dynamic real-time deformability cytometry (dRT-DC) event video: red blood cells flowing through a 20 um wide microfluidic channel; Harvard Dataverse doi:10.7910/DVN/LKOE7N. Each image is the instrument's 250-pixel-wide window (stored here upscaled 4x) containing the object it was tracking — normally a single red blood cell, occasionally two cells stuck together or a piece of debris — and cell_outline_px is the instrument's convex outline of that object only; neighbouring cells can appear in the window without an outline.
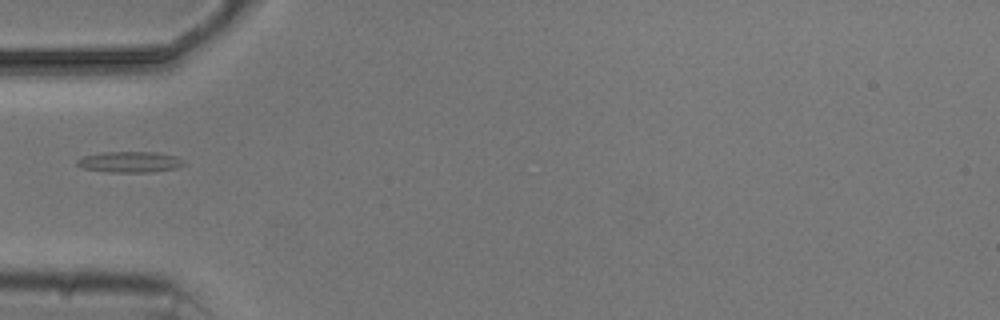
{"species": "common noctule bat (a hibernating species)", "species_latin": "Nyctalus noctula", "temperature_condition": "cold", "stored_images_in_passage": 2, "camera_frame_rate_fps": 3000, "um_per_image_px": 0.085, "animal": {"sex": "male", "body_mass_g": 20.5, "forearm_length_mm": 52.5}, "frame": {"image": 1, "passage_image": 1, "time_ms": 0.0, "image_size_px": [1000, 320], "cell_outline_px": [[184, 164], [176, 168], [152, 172], [108, 172], [84, 168], [76, 164], [76, 160], [84, 156], [104, 152], [156, 152], [176, 156], [184, 160]], "centroid_in_image_um": [11.05, 13.76], "position_along_channel_um": 73.9, "area_um2": 12.95}}
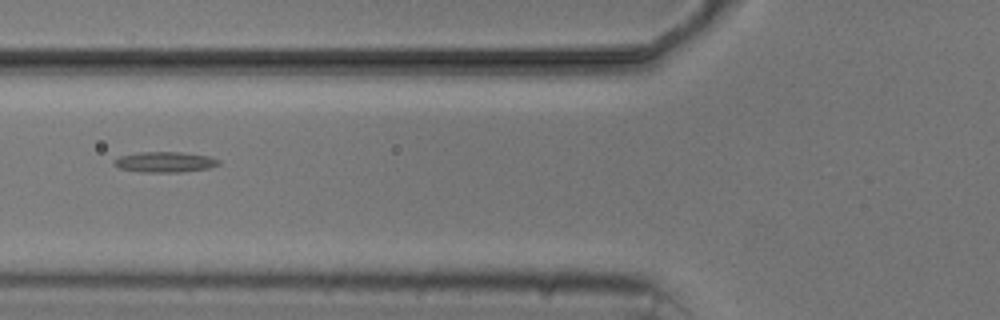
{"frame": {"image": 2, "passage_image": 2, "time_ms": 1.0, "image_size_px": [1000, 320], "cell_outline_px": [[220, 164], [208, 168], [180, 172], [136, 172], [120, 168], [112, 164], [112, 160], [120, 156], [140, 152], [180, 152], [208, 156], [220, 160]], "centroid_in_image_um": [13.97, 13.77], "position_along_channel_um": 111.8, "area_um2": 12.54}}